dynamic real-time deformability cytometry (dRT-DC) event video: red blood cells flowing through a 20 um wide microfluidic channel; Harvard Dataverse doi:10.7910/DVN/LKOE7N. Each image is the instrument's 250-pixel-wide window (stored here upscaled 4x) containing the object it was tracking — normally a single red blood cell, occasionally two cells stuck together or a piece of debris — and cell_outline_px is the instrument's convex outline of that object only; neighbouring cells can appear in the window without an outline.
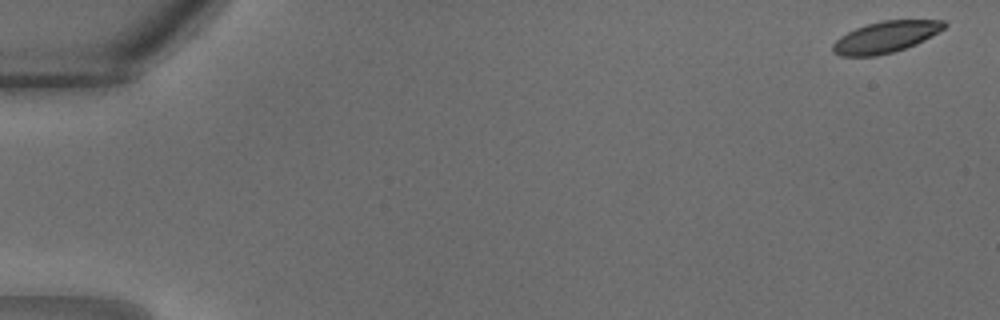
{"species": "common noctule bat (a hibernating species)", "species_latin": "Nyctalus noctula", "temperature_condition": "warm", "stored_images_in_passage": 33, "camera_frame_rate_fps": 3000, "um_per_image_px": 0.085, "animal": {"sex": "male", "body_mass_g": 18.8}, "frame": {"image": 1, "passage_image": 1, "time_ms": 0.0, "image_size_px": [1000, 320], "cell_outline_px": [[948, 24], [944, 28], [924, 40], [916, 44], [892, 52], [876, 56], [840, 56], [832, 52], [832, 44], [840, 36], [856, 28], [868, 24], [884, 20], [944, 20]], "centroid_in_image_um": [75.26, 3.15], "position_along_channel_um": 9.7, "area_um2": 20.23}}
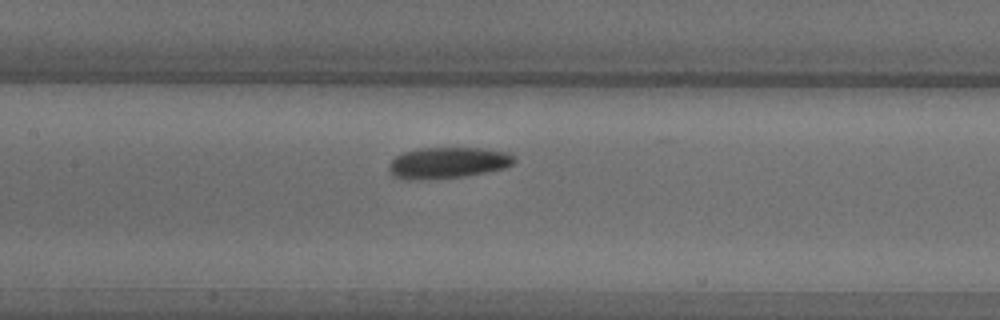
{"frame": {"image": 2, "passage_image": 16, "time_ms": 5.0, "image_size_px": [1000, 320], "cell_outline_px": [[516, 160], [512, 164], [504, 168], [464, 176], [416, 180], [408, 180], [392, 176], [388, 168], [388, 164], [396, 156], [404, 152], [420, 148], [480, 148], [508, 152]], "centroid_in_image_um": [38.02, 13.83], "position_along_channel_um": 169.4, "area_um2": 22.66}}
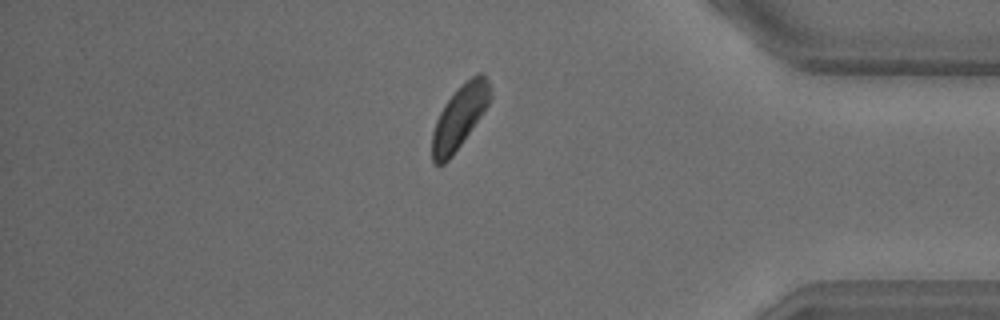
{"frame": {"image": 3, "passage_image": 28, "time_ms": 9.0, "image_size_px": [1000, 320], "cell_outline_px": [[492, 96], [488, 104], [480, 116], [452, 156], [444, 164], [432, 164], [432, 132], [436, 120], [444, 104], [476, 72], [484, 72], [488, 80]], "centroid_in_image_um": [39.05, 9.95], "position_along_channel_um": 396.1, "area_um2": 20.87}}